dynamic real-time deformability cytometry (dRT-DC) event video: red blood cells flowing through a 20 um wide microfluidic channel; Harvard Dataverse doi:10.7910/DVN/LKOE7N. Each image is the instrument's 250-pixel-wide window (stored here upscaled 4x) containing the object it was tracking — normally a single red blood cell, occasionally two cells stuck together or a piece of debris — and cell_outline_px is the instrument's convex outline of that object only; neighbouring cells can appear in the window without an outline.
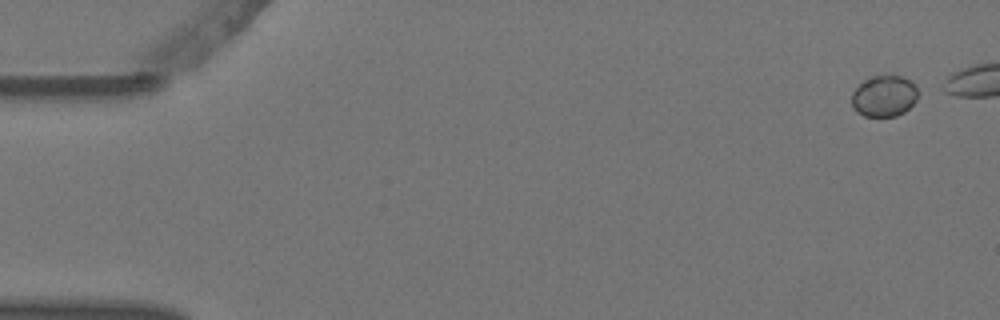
{"species": "Egyptian fruit bat (a non-hibernating species)", "species_latin": "Rousettus aegyptiacus", "temperature_condition": "warm", "stored_images_in_passage": 5, "camera_frame_rate_fps": 3000, "um_per_image_px": 0.085, "animal": {"sex": "female"}, "frame": {"image": 1, "passage_image": 1, "time_ms": 0.0, "image_size_px": [1000, 320], "cell_outline_px": [[916, 100], [904, 112], [896, 116], [864, 116], [856, 112], [852, 108], [852, 92], [864, 80], [872, 76], [904, 76], [912, 80], [916, 84]], "centroid_in_image_um": [75.14, 8.16], "position_along_channel_um": 9.9, "area_um2": 15.95}}
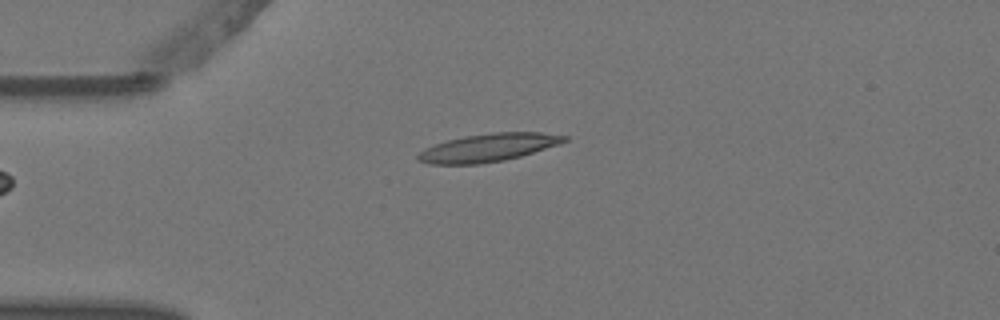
{"frame": {"image": 2, "passage_image": 5, "time_ms": 1.333, "image_size_px": [1000, 320], "cell_outline_px": [[568, 140], [560, 144], [520, 156], [504, 160], [480, 164], [428, 164], [416, 160], [416, 156], [424, 148], [448, 140], [464, 136], [492, 132], [540, 132], [568, 136]], "centroid_in_image_um": [41.49, 12.55], "position_along_channel_um": 43.5, "area_um2": 23.87}}